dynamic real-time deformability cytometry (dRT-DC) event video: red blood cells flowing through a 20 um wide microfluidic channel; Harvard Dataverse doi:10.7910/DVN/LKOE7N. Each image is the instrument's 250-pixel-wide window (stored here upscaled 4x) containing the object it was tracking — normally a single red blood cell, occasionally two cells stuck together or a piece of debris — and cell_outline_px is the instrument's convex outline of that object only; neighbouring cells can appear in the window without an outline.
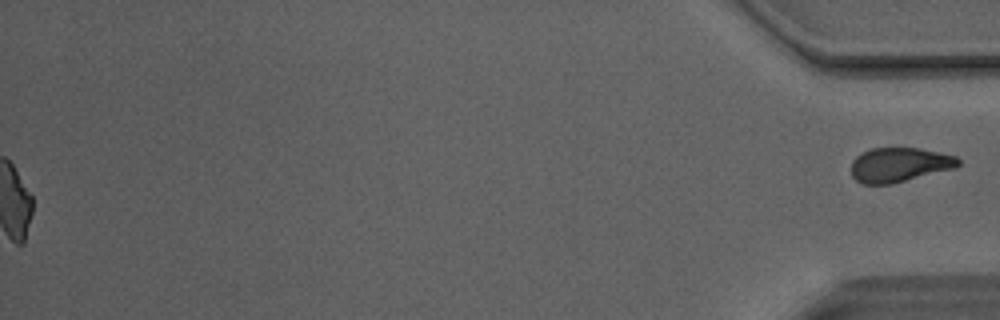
{"species": "Egyptian fruit bat (a non-hibernating species)", "species_latin": "Rousettus aegyptiacus", "temperature_condition": "room temperature", "stored_images_in_passage": 49, "segment_of_instrument_passage": [2, 2], "camera_frame_rate_fps": 3000, "um_per_image_px": 0.085, "animal": {"sex": "male"}, "frame": {"image": 1, "passage_image": 49, "time_ms": 16.0, "image_size_px": [1000, 320], "cell_outline_px": [[960, 164], [956, 168], [892, 184], [860, 184], [852, 176], [852, 160], [856, 156], [872, 148], [920, 148], [956, 156], [960, 160]], "centroid_in_image_um": [76.46, 14.01], "position_along_channel_um": 358.7, "area_um2": 21.56}}